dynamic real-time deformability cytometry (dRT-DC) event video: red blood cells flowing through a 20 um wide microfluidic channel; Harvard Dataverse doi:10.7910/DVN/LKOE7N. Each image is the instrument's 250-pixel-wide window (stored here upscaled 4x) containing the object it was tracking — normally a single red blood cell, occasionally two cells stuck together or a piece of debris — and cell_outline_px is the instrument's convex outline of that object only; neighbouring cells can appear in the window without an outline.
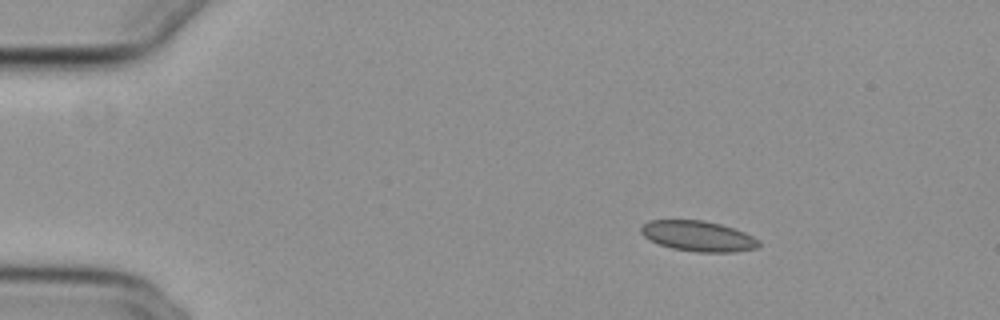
{"species": "common noctule bat (a hibernating species)", "species_latin": "Nyctalus noctula", "temperature_condition": "cold", "stored_images_in_passage": 48, "camera_frame_rate_fps": 3000, "um_per_image_px": 0.085, "animal": {"sex": "female", "body_mass_g": 29.2, "forearm_length_mm": 56.3}, "frame": {"image": 1, "passage_image": 1, "time_ms": 0.0, "image_size_px": [1000, 320], "cell_outline_px": [[760, 244], [756, 248], [732, 252], [696, 252], [672, 248], [648, 240], [640, 232], [640, 224], [648, 220], [704, 220], [736, 228], [760, 240]], "centroid_in_image_um": [59.31, 20.06], "position_along_channel_um": 25.7, "area_um2": 21.1}}
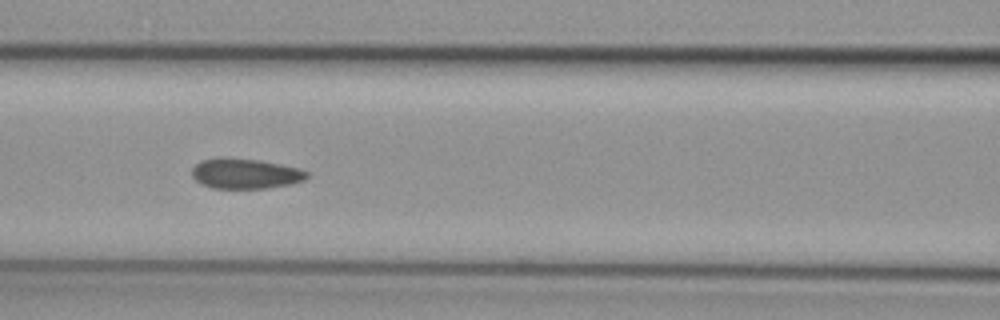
{"frame": {"image": 2, "passage_image": 17, "time_ms": 5.333, "image_size_px": [1000, 320], "cell_outline_px": [[308, 176], [304, 180], [292, 184], [264, 188], [212, 188], [200, 184], [192, 176], [192, 168], [200, 160], [260, 160], [300, 168], [308, 172]], "centroid_in_image_um": [20.89, 14.79], "position_along_channel_um": 145.7, "area_um2": 19.65}}
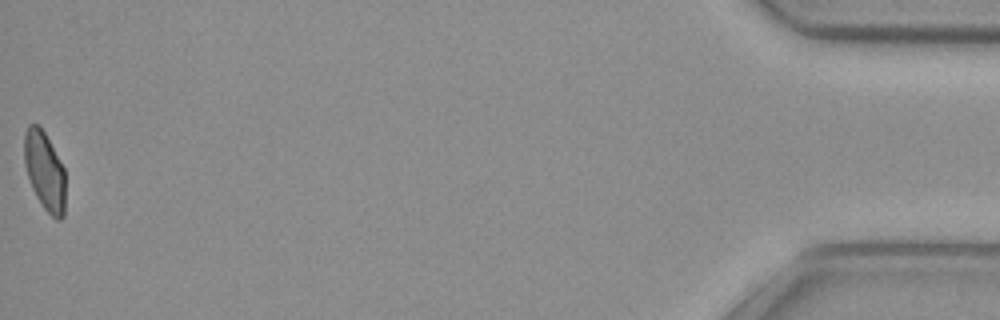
{"frame": {"image": 3, "passage_image": 48, "time_ms": 15.667, "image_size_px": [1000, 320], "cell_outline_px": [[64, 216], [60, 220], [56, 220], [44, 208], [36, 196], [32, 188], [24, 164], [24, 132], [28, 124], [36, 124], [44, 132], [64, 168]], "centroid_in_image_um": [3.78, 14.54], "position_along_channel_um": 431.4, "area_um2": 18.67}, "authors_computed_cell_mechanics": {"area_um2": 20.4901, "velocity_mm_per_s": 3.7202, "shape_relaxation_time_tau1_ms": null, "shape_relaxation_time_tau2_ms": 2.249, "deformation_change_tau1": null, "deformation_change_tau2": 0.0649}}